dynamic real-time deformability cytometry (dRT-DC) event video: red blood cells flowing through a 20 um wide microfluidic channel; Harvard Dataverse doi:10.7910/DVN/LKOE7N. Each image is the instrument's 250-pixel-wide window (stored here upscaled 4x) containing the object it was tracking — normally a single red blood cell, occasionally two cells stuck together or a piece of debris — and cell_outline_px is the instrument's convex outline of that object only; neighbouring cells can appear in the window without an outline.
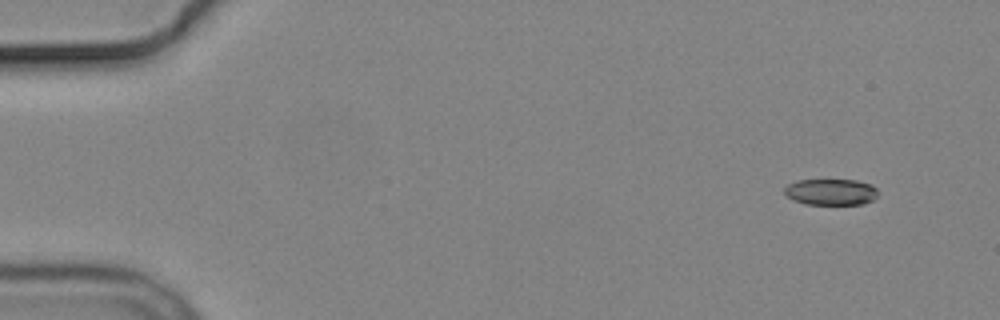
{"species": "common noctule bat (a hibernating species)", "species_latin": "Nyctalus noctula", "temperature_condition": "cold", "stored_images_in_passage": 4, "camera_frame_rate_fps": 3000, "um_per_image_px": 0.085, "animal": {"sex": "male", "body_mass_g": 19.2, "forearm_length_mm": 51.8}, "frame": {"image": 1, "passage_image": 1, "time_ms": 0.0, "image_size_px": [1000, 320], "cell_outline_px": [[876, 196], [872, 200], [864, 204], [804, 204], [792, 200], [784, 192], [784, 188], [788, 184], [796, 180], [856, 180], [872, 184], [876, 188]], "centroid_in_image_um": [70.61, 16.31], "position_along_channel_um": 14.4, "area_um2": 14.33}}
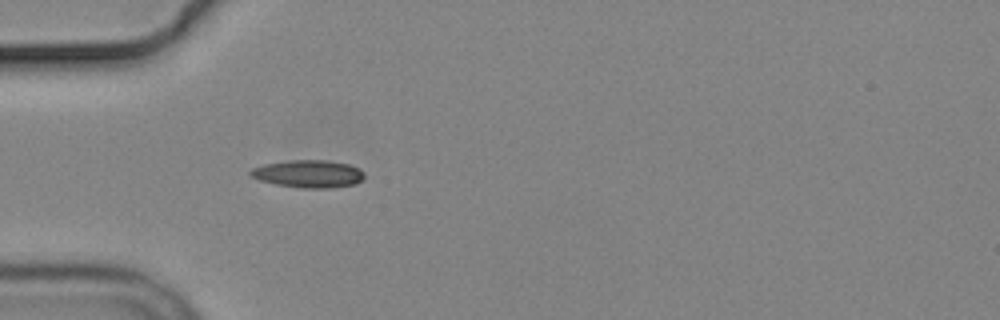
{"frame": {"image": 2, "passage_image": 4, "time_ms": 4.333, "image_size_px": [1000, 320], "cell_outline_px": [[364, 176], [356, 184], [332, 188], [304, 188], [276, 184], [260, 180], [252, 176], [248, 172], [252, 168], [264, 164], [288, 160], [324, 160], [348, 164], [360, 168], [364, 172]], "centroid_in_image_um": [26.23, 14.77], "position_along_channel_um": 58.8, "area_um2": 18.26}}